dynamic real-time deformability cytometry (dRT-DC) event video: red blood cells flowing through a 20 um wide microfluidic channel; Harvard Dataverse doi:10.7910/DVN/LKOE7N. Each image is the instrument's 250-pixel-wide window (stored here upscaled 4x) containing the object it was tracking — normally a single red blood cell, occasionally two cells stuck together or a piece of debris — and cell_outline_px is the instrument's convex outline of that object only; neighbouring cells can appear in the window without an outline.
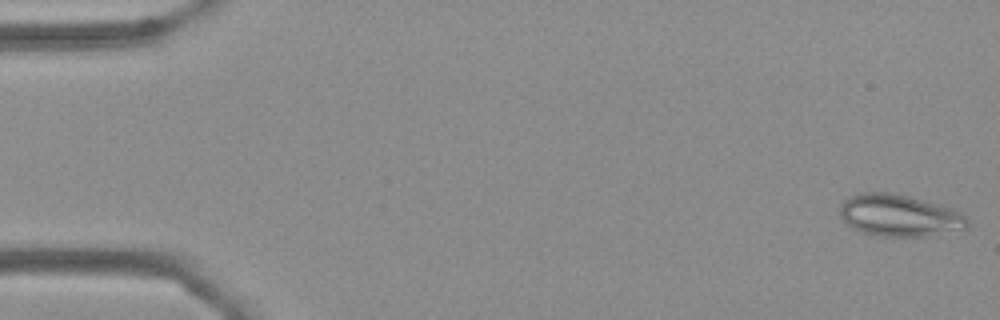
{"species": "Egyptian fruit bat (a non-hibernating species)", "species_latin": "Rousettus aegyptiacus", "temperature_condition": "cold", "stored_images_in_passage": 55, "camera_frame_rate_fps": 3000, "um_per_image_px": 0.085, "frame": {"image": 1, "passage_image": 1, "time_ms": 0.0, "image_size_px": [1000, 320], "cell_outline_px": [[968, 228], [928, 236], [880, 236], [864, 232], [852, 228], [840, 216], [840, 204], [848, 196], [860, 192], [892, 192], [940, 204], [960, 212], [968, 220]], "centroid_in_image_um": [76.43, 18.3], "position_along_channel_um": 8.6, "area_um2": 31.15}}
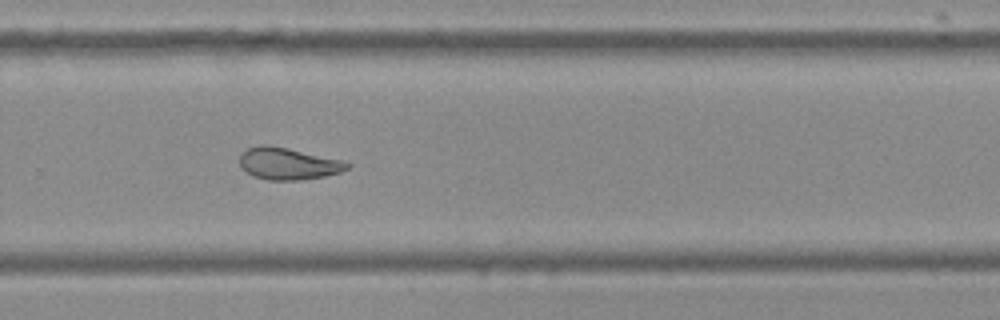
{"frame": {"image": 2, "passage_image": 37, "time_ms": 12.0, "image_size_px": [1000, 320], "cell_outline_px": [[352, 164], [348, 168], [340, 172], [324, 176], [300, 180], [268, 180], [252, 176], [240, 168], [240, 152], [248, 148], [260, 144], [268, 144], [288, 148], [340, 160]], "centroid_in_image_um": [24.42, 13.91], "position_along_channel_um": 305.4, "area_um2": 20.06}}
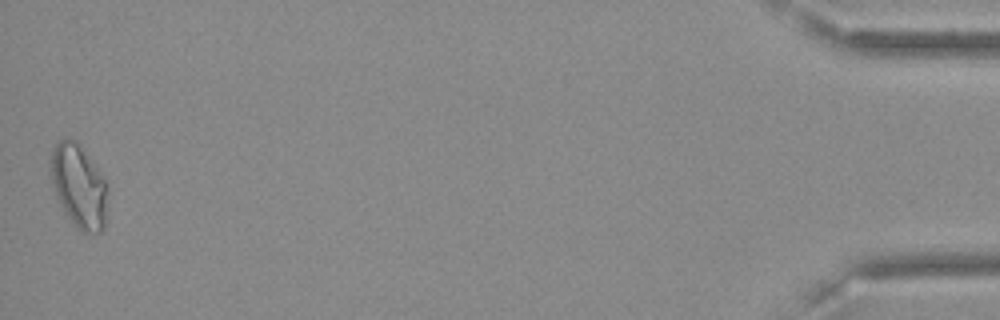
{"frame": {"image": 3, "passage_image": 55, "time_ms": 18.0, "image_size_px": [1000, 320], "cell_outline_px": [[108, 192], [104, 228], [100, 232], [88, 236], [80, 232], [76, 228], [64, 212], [56, 196], [48, 176], [52, 152], [56, 144], [64, 136], [76, 140], [104, 176]], "centroid_in_image_um": [6.69, 15.85], "position_along_channel_um": 428.5, "area_um2": 28.44}, "authors_computed_cell_mechanics": {"area_um2": 21.9062, "velocity_mm_per_s": 3.6072, "shape_relaxation_time_tau1_ms": null, "shape_relaxation_time_tau2_ms": 3.1695, "deformation_change_tau1": null, "deformation_change_tau2": 0.0832}}